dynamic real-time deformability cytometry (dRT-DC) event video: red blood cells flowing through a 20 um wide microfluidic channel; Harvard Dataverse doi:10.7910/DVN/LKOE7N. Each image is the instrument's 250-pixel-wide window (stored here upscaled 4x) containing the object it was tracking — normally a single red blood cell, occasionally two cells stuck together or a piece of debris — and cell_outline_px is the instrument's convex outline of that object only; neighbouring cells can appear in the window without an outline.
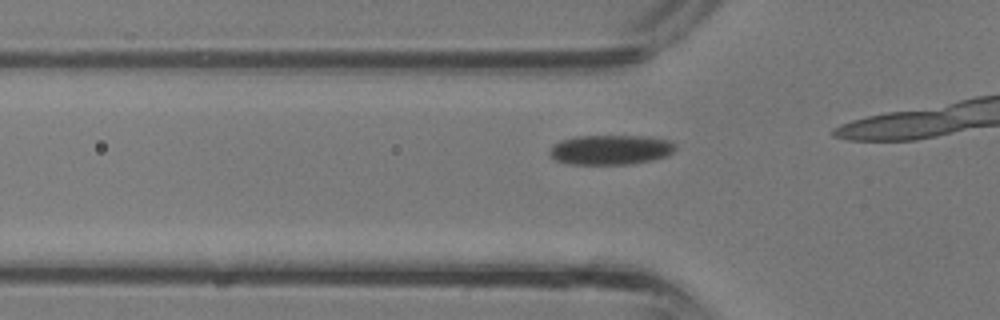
{"species": "common noctule bat (a hibernating species)", "species_latin": "Nyctalus noctula", "temperature_condition": "room temperature", "stored_images_in_passage": 8, "camera_frame_rate_fps": 3000, "um_per_image_px": 0.085, "animal": {"sex": "male", "body_mass_g": 13.3}, "frame": {"image": 1, "passage_image": 6, "time_ms": 1.667, "image_size_px": [1000, 320], "cell_outline_px": [[676, 148], [668, 156], [652, 160], [628, 164], [568, 164], [556, 160], [548, 156], [548, 152], [552, 144], [560, 140], [576, 136], [648, 136], [672, 140], [676, 144]], "centroid_in_image_um": [51.89, 12.72], "position_along_channel_um": 73.9, "area_um2": 22.2}}